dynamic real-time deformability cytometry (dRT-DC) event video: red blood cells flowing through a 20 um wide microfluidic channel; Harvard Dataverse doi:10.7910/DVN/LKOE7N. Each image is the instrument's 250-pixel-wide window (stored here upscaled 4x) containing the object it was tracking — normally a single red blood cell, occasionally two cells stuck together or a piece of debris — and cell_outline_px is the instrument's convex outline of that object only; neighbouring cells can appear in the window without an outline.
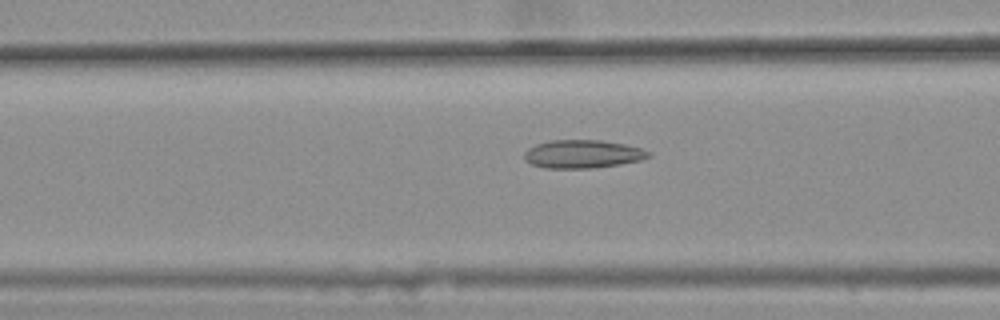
{"species": "common noctule bat (a hibernating species)", "species_latin": "Nyctalus noctula", "temperature_condition": "warm", "stored_images_in_passage": 35, "camera_frame_rate_fps": 3000, "um_per_image_px": 0.085, "animal": {"sex": "female", "body_mass_g": 25.1}, "frame": {"image": 1, "passage_image": 7, "time_ms": 2.0, "image_size_px": [1000, 320], "cell_outline_px": [[652, 156], [640, 160], [620, 164], [592, 168], [544, 168], [532, 164], [524, 160], [524, 152], [528, 148], [536, 144], [552, 140], [600, 140], [624, 144], [640, 148], [652, 152]], "centroid_in_image_um": [49.52, 13.09], "position_along_channel_um": 117.1, "area_um2": 20.46}}
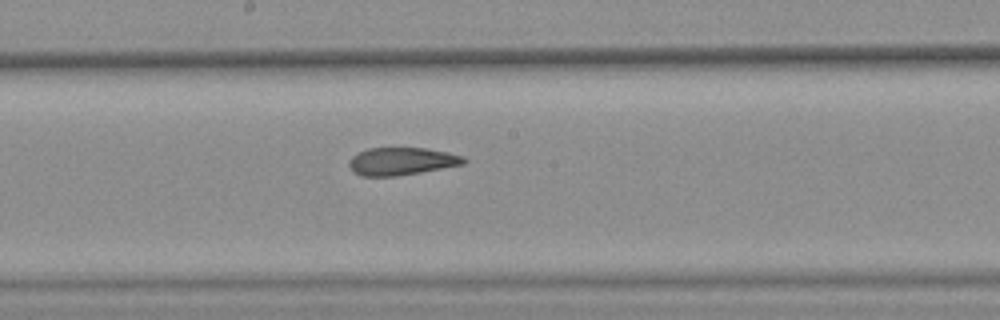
{"frame": {"image": 2, "passage_image": 15, "time_ms": 4.667, "image_size_px": [1000, 320], "cell_outline_px": [[468, 160], [464, 164], [420, 172], [396, 176], [360, 176], [352, 172], [348, 164], [348, 160], [352, 156], [368, 148], [424, 148], [448, 152], [464, 156]], "centroid_in_image_um": [34.12, 13.71], "position_along_channel_um": 214.1, "area_um2": 18.55}}
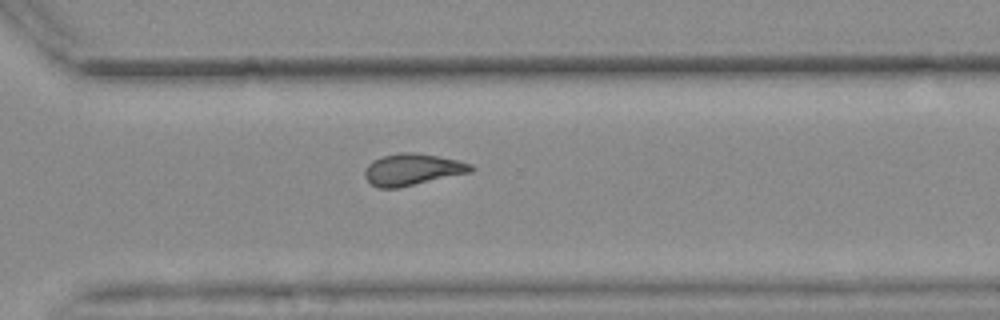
{"frame": {"image": 3, "passage_image": 25, "time_ms": 8.0, "image_size_px": [1000, 320], "cell_outline_px": [[476, 168], [472, 172], [400, 188], [380, 188], [372, 184], [364, 176], [364, 172], [368, 164], [372, 160], [384, 156], [400, 152], [416, 152], [456, 160], [472, 164]], "centroid_in_image_um": [35.07, 14.41], "position_along_channel_um": 335.5, "area_um2": 19.65}, "authors_computed_cell_mechanics": {"area_um2": 19.363, "velocity_mm_per_s": 3.6431, "shape_relaxation_time_tau1_ms": null, "shape_relaxation_time_tau2_ms": 2.4931, "deformation_change_tau1": null, "deformation_change_tau2": 0.0919}}